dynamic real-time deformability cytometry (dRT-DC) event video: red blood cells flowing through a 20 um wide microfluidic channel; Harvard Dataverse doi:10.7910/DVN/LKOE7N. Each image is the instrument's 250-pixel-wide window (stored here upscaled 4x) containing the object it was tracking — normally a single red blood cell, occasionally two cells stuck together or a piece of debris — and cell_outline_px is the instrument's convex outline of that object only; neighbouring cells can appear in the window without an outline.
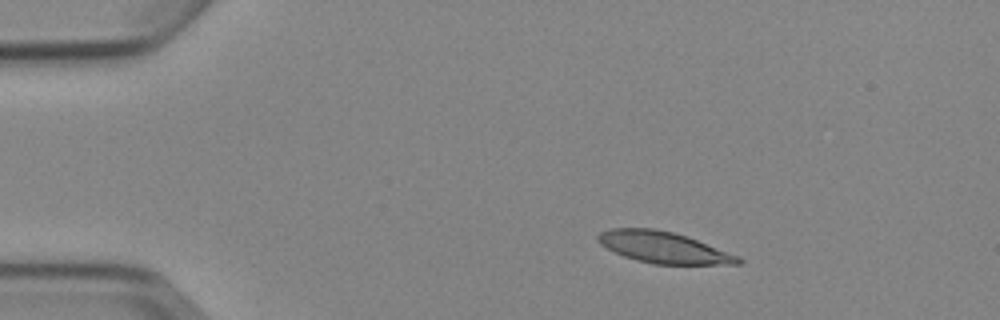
{"species": "Egyptian fruit bat (a non-hibernating species)", "species_latin": "Rousettus aegyptiacus", "temperature_condition": "cold", "stored_images_in_passage": 10, "camera_frame_rate_fps": 3000, "um_per_image_px": 0.085, "animal": {"sex": "female"}, "frame": {"image": 1, "passage_image": 2, "time_ms": 2.0, "image_size_px": [1000, 320], "cell_outline_px": [[744, 260], [740, 264], [652, 264], [636, 260], [624, 256], [600, 244], [596, 240], [596, 236], [600, 232], [612, 228], [656, 228], [688, 236], [740, 256]], "centroid_in_image_um": [56.42, 21.02], "position_along_channel_um": 28.6, "area_um2": 25.72}}
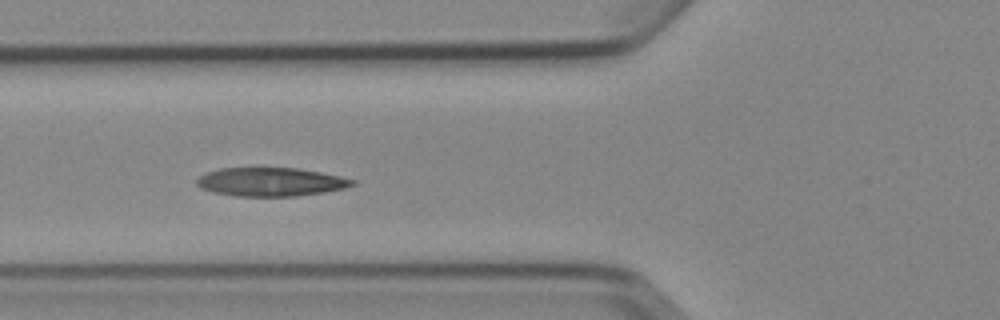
{"frame": {"image": 2, "passage_image": 5, "time_ms": 5.667, "image_size_px": [1000, 320], "cell_outline_px": [[356, 184], [344, 188], [324, 192], [296, 196], [236, 196], [212, 192], [200, 188], [196, 184], [196, 180], [200, 176], [208, 172], [220, 168], [300, 168], [340, 176], [356, 180]], "centroid_in_image_um": [23.01, 15.46], "position_along_channel_um": 102.8, "area_um2": 25.95}}
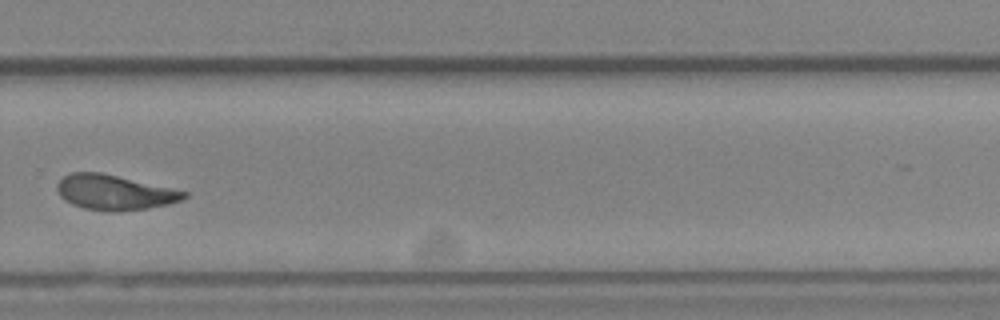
{"frame": {"image": 3, "passage_image": 10, "time_ms": 11.333, "image_size_px": [1000, 320], "cell_outline_px": [[188, 196], [184, 200], [168, 204], [148, 208], [116, 212], [112, 212], [84, 208], [72, 204], [64, 200], [60, 196], [56, 188], [56, 184], [64, 176], [72, 172], [100, 172], [188, 192]], "centroid_in_image_um": [9.72, 16.36], "position_along_channel_um": 320.1, "area_um2": 25.84}}